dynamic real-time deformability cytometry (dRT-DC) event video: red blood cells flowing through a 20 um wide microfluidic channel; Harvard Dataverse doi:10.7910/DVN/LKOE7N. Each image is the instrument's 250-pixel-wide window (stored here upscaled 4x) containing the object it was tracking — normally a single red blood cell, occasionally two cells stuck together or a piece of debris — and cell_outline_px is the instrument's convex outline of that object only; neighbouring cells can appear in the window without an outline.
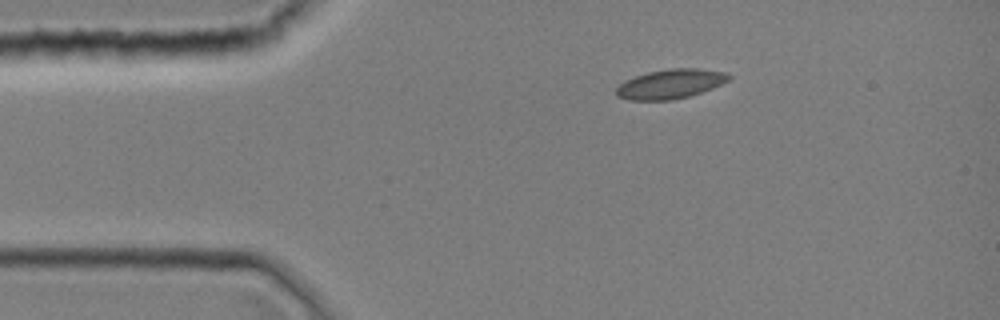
{"species": "common noctule bat (a hibernating species)", "species_latin": "Nyctalus noctula", "temperature_condition": "room temperature", "stored_images_in_passage": 3, "camera_frame_rate_fps": 3000, "um_per_image_px": 0.085, "animal": {"sex": "female", "body_mass_g": 19.0, "forearm_length_mm": 51.5}, "frame": {"image": 1, "passage_image": 1, "time_ms": 0.0, "image_size_px": [1000, 320], "cell_outline_px": [[732, 76], [728, 80], [712, 88], [688, 96], [672, 100], [628, 100], [616, 96], [616, 88], [624, 80], [648, 72], [668, 68], [700, 68], [728, 72]], "centroid_in_image_um": [56.98, 7.12], "position_along_channel_um": 28.0, "area_um2": 19.36}}